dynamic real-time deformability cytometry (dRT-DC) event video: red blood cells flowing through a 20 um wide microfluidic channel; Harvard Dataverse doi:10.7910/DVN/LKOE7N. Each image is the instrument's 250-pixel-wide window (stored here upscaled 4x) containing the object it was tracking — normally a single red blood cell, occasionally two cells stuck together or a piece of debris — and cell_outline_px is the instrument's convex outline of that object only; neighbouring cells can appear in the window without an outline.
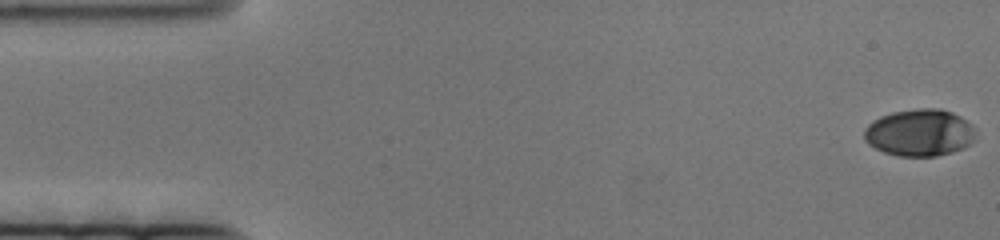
{"species": "human", "species_latin": "Homo sapiens", "temperature_condition": "cold", "stored_images_in_passage": 81, "camera_frame_rate_fps": 3000, "um_per_image_px": 0.085, "donor": {"sex": "female"}, "frame": {"image": 1, "passage_image": 1, "time_ms": 0.0, "image_size_px": [1000, 240], "cell_outline_px": [[972, 144], [964, 148], [952, 152], [936, 156], [896, 156], [884, 152], [868, 144], [864, 140], [864, 128], [872, 120], [880, 116], [892, 112], [916, 108], [940, 108], [952, 112], [960, 116], [972, 124]], "centroid_in_image_um": [78.13, 11.27], "position_along_channel_um": 6.9, "area_um2": 30.69}}
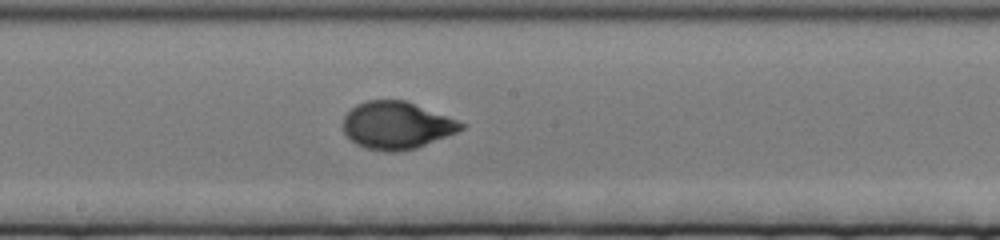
{"frame": {"image": 2, "passage_image": 42, "time_ms": 13.667, "image_size_px": [1000, 240], "cell_outline_px": [[468, 124], [464, 128], [456, 132], [416, 148], [396, 152], [384, 152], [364, 148], [356, 144], [344, 132], [344, 116], [356, 104], [368, 100], [404, 100]], "centroid_in_image_um": [33.7, 10.66], "position_along_channel_um": 214.5, "area_um2": 32.37}}
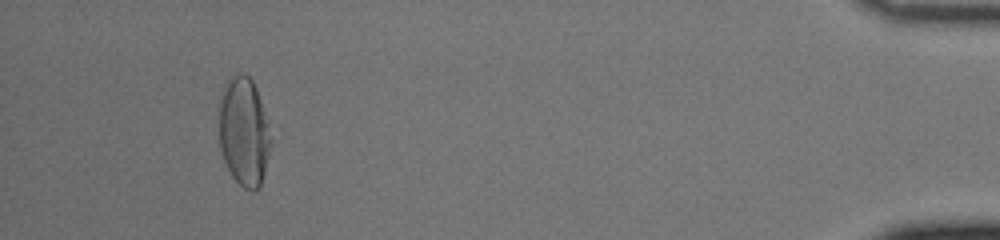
{"frame": {"image": 3, "passage_image": 75, "time_ms": 24.667, "image_size_px": [1000, 240], "cell_outline_px": [[272, 140], [260, 188], [256, 192], [252, 192], [244, 188], [232, 176], [224, 160], [220, 148], [220, 96], [224, 80], [240, 72], [248, 76], [252, 80], [256, 88], [268, 124]], "centroid_in_image_um": [20.73, 11.19], "position_along_channel_um": 414.5, "area_um2": 32.89}}